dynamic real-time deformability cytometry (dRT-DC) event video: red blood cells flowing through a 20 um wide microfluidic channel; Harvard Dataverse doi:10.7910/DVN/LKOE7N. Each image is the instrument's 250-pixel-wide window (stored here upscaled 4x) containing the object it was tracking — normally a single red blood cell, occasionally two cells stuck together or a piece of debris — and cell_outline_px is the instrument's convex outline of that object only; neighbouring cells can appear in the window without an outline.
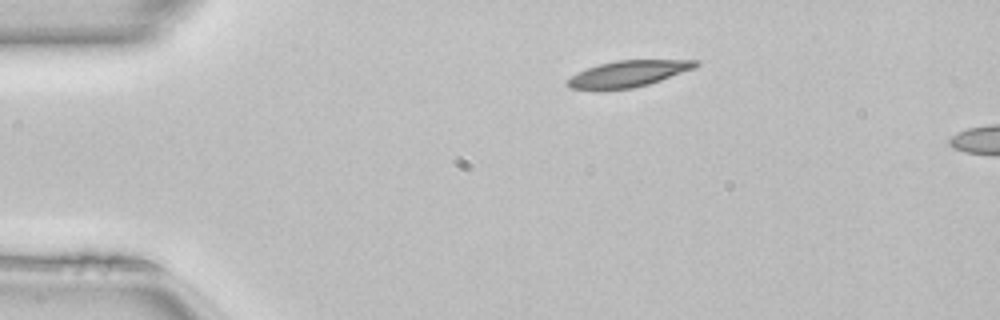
{"species": "common noctule bat (a hibernating species)", "species_latin": "Nyctalus noctula", "temperature_condition": "room temperature", "stored_images_in_passage": 6, "camera_frame_rate_fps": 3000, "um_per_image_px": 0.085, "animal": {"sex": "female", "body_mass_g": 22.7, "forearm_length_mm": 54.2}, "frame": {"image": 1, "passage_image": 1, "time_ms": 0.0, "image_size_px": [1000, 320], "cell_outline_px": [[700, 64], [696, 68], [648, 84], [632, 88], [568, 88], [564, 84], [564, 80], [588, 68], [600, 64], [616, 60], [700, 60]], "centroid_in_image_um": [53.44, 6.24], "position_along_channel_um": 31.6, "area_um2": 19.25}}